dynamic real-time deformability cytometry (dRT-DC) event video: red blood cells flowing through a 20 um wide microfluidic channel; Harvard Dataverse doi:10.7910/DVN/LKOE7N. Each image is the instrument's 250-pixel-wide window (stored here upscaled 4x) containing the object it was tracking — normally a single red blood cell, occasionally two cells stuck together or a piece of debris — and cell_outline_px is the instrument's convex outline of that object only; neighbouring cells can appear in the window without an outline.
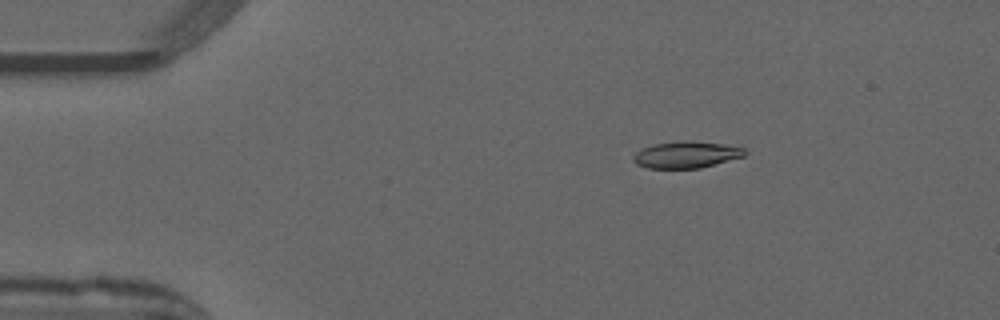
{"species": "common noctule bat (a hibernating species)", "species_latin": "Nyctalus noctula", "temperature_condition": "warm", "stored_images_in_passage": 45, "camera_frame_rate_fps": 3000, "um_per_image_px": 0.085, "animal": {"sex": "male", "forearm_length_mm": 52.5}, "frame": {"image": 1, "passage_image": 2, "time_ms": 0.333, "image_size_px": [1000, 320], "cell_outline_px": [[748, 152], [744, 156], [700, 168], [648, 168], [636, 164], [632, 160], [632, 156], [636, 152], [652, 144], [720, 144], [744, 148]], "centroid_in_image_um": [58.3, 13.21], "position_along_channel_um": 26.7, "area_um2": 16.18}}
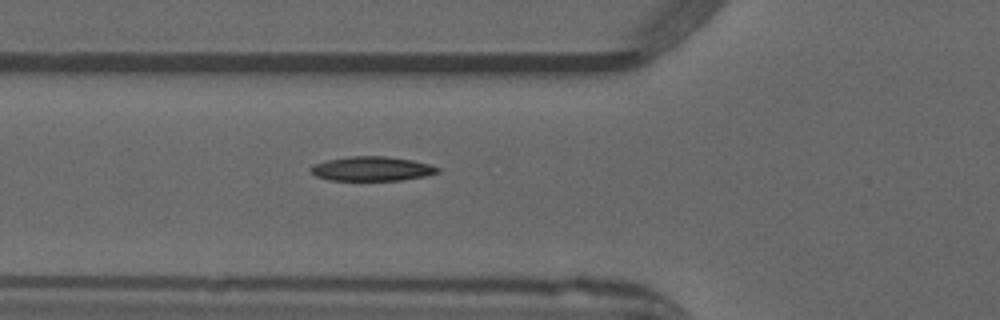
{"frame": {"image": 2, "passage_image": 12, "time_ms": 3.667, "image_size_px": [1000, 320], "cell_outline_px": [[440, 172], [428, 176], [400, 180], [332, 180], [316, 176], [308, 168], [312, 164], [328, 160], [348, 156], [384, 156], [412, 160], [428, 164], [440, 168]], "centroid_in_image_um": [31.62, 14.34], "position_along_channel_um": 94.2, "area_um2": 18.03}}
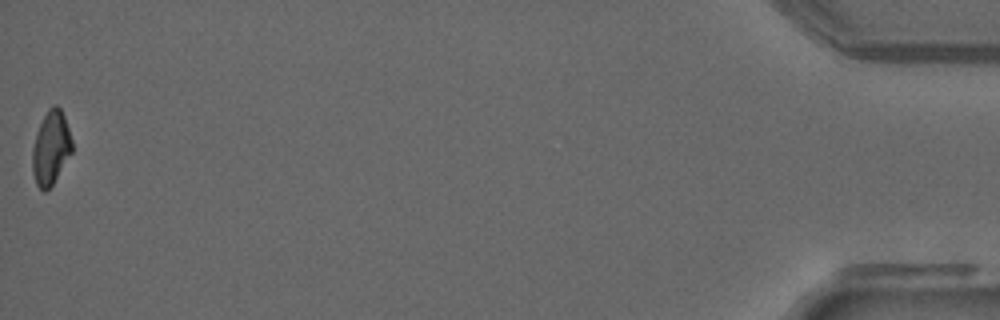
{"frame": {"image": 3, "passage_image": 45, "time_ms": 14.667, "image_size_px": [1000, 320], "cell_outline_px": [[72, 152], [52, 184], [44, 192], [36, 184], [32, 172], [32, 148], [36, 132], [48, 108], [52, 104], [56, 104], [60, 108], [64, 116], [72, 140]], "centroid_in_image_um": [4.31, 12.54], "position_along_channel_um": 430.9, "area_um2": 16.94}, "authors_computed_cell_mechanics": {"area_um2": 18.0336, "velocity_mm_per_s": 3.9861, "shape_relaxation_time_tau1_ms": 9.7027, "shape_relaxation_time_tau2_ms": 5.0458, "deformation_change_tau1": 0.2578, "deformation_change_tau2": 0.125}}